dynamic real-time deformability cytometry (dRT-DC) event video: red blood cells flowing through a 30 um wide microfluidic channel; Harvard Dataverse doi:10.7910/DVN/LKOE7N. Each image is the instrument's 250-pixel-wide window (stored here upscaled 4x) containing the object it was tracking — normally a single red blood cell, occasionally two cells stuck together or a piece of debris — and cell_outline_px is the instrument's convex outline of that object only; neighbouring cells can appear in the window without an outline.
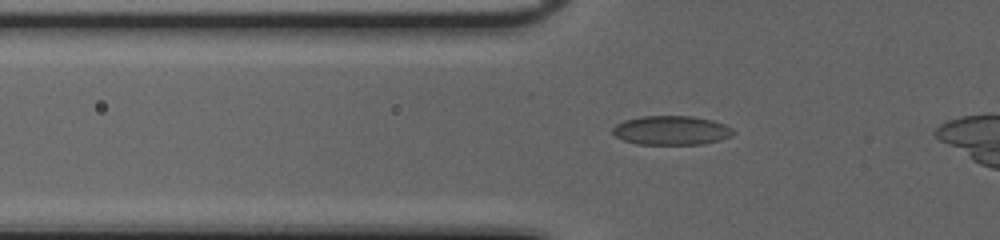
{"species": "common noctule bat (a hibernating species)", "species_latin": "Nyctalus noctula", "temperature_condition": "cold", "stored_images_in_passage": 29, "camera_frame_rate_fps": 3000, "um_per_image_px": 0.085, "animal": {"sex": "female", "body_mass_g": 20.0, "forearm_length_mm": 54.0}, "frame": {"image": 1, "passage_image": 2, "time_ms": 0.333, "image_size_px": [1000, 240], "cell_outline_px": [[736, 132], [732, 136], [720, 140], [704, 144], [636, 144], [624, 140], [616, 136], [612, 132], [612, 128], [616, 124], [624, 120], [640, 116], [692, 116], [712, 120], [724, 124], [732, 128]], "centroid_in_image_um": [57.08, 11.08], "position_along_channel_um": 68.7, "area_um2": 20.58}}
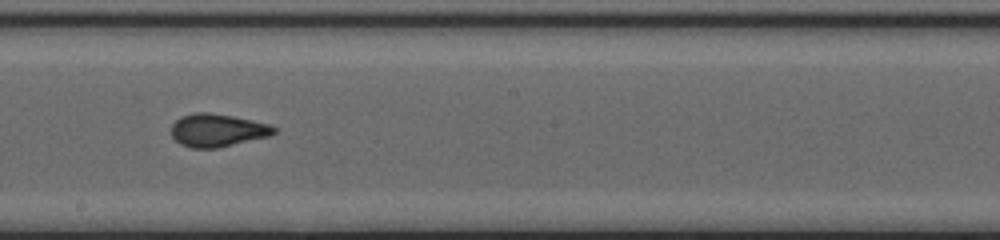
{"frame": {"image": 2, "passage_image": 14, "time_ms": 4.333, "image_size_px": [1000, 240], "cell_outline_px": [[276, 132], [268, 136], [220, 148], [192, 148], [180, 144], [172, 136], [172, 124], [180, 116], [196, 112], [208, 112], [232, 116], [272, 124], [276, 128]], "centroid_in_image_um": [18.48, 11.07], "position_along_channel_um": 229.7, "area_um2": 19.77}}
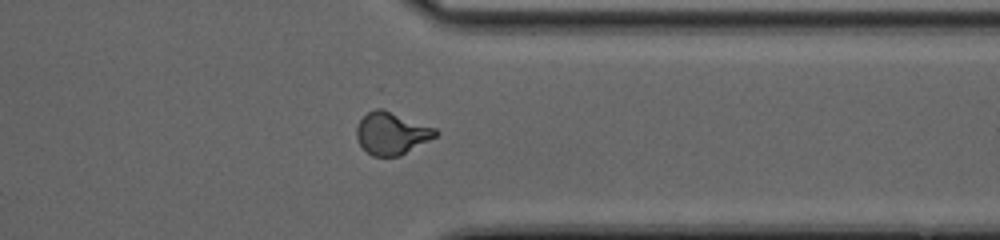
{"frame": {"image": 3, "passage_image": 25, "time_ms": 8.0, "image_size_px": [1000, 240], "cell_outline_px": [[440, 132], [436, 136], [400, 156], [372, 156], [360, 144], [356, 136], [356, 128], [360, 120], [368, 112], [376, 108], [380, 108], [436, 128]], "centroid_in_image_um": [33.29, 11.34], "position_along_channel_um": 378.1, "area_um2": 19.19}}